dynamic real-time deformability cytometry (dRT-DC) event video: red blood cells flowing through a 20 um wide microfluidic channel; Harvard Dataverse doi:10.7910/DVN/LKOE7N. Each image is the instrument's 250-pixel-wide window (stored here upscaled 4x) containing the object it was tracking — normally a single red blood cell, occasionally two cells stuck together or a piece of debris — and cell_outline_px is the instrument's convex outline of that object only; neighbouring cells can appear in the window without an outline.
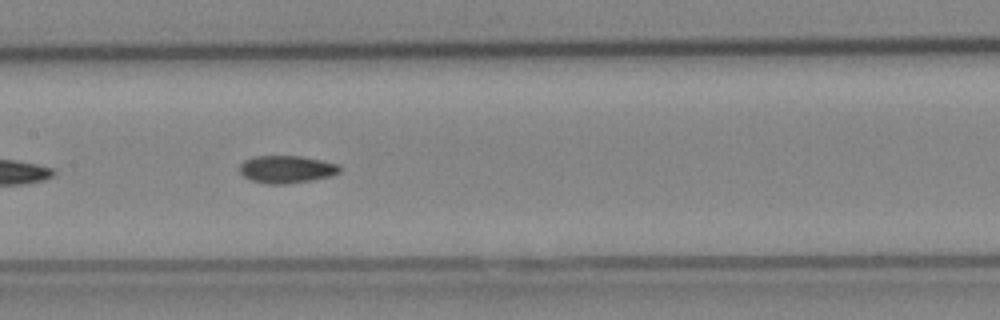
{"species": "Egyptian fruit bat (a non-hibernating species)", "species_latin": "Rousettus aegyptiacus", "temperature_condition": "cold", "stored_images_in_passage": 36, "camera_frame_rate_fps": 3000, "um_per_image_px": 0.085, "animal": {"sex": "female"}, "frame": {"image": 1, "passage_image": 11, "time_ms": 3.333, "image_size_px": [1000, 320], "cell_outline_px": [[340, 172], [332, 176], [312, 180], [288, 184], [268, 184], [248, 180], [240, 172], [240, 164], [244, 160], [252, 156], [300, 156], [340, 164]], "centroid_in_image_um": [24.35, 14.39], "position_along_channel_um": 183.1, "area_um2": 16.24}}
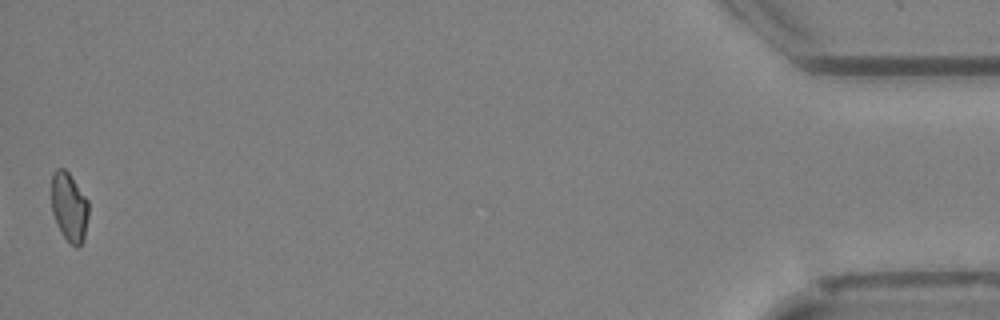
{"frame": {"image": 2, "passage_image": 36, "time_ms": 11.667, "image_size_px": [1000, 320], "cell_outline_px": [[88, 216], [84, 240], [80, 248], [76, 248], [64, 236], [56, 224], [52, 212], [52, 172], [56, 168], [64, 168], [68, 172], [88, 200]], "centroid_in_image_um": [5.89, 17.61], "position_along_channel_um": 429.3, "area_um2": 14.97}, "authors_computed_cell_mechanics": {"area_um2": 15.7794, "velocity_mm_per_s": 4.0563, "shape_relaxation_time_tau1_ms": null, "shape_relaxation_time_tau2_ms": 4.923, "deformation_change_tau1": null, "deformation_change_tau2": 0.0988}}